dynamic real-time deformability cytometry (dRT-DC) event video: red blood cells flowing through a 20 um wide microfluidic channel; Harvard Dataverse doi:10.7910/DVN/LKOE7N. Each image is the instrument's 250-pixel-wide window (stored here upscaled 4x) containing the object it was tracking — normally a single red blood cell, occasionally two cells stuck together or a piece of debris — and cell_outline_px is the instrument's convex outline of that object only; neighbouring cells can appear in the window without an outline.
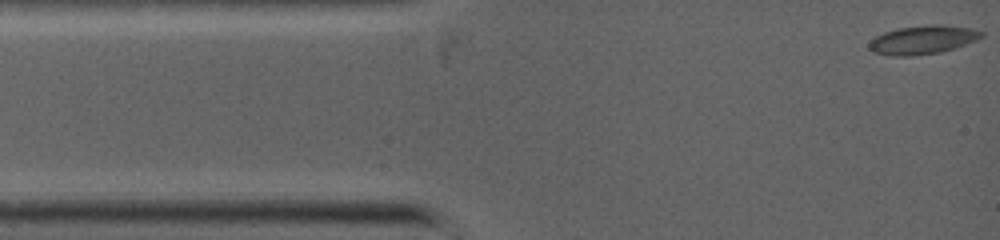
{"species": "common noctule bat (a hibernating species)", "species_latin": "Nyctalus noctula", "temperature_condition": "warm", "stored_images_in_passage": 13, "camera_frame_rate_fps": 5000, "um_per_image_px": 0.085, "animal": {"sex": "female", "body_mass_g": 19.0, "forearm_length_mm": 53.3}, "frame": {"image": 1, "passage_image": 1, "time_ms": 0.0, "image_size_px": [1000, 240], "cell_outline_px": [[984, 36], [976, 40], [940, 52], [912, 56], [892, 56], [872, 52], [868, 48], [868, 44], [876, 36], [884, 32], [896, 28], [924, 24], [940, 24], [972, 28], [984, 32]], "centroid_in_image_um": [78.41, 3.37], "position_along_channel_um": 6.6, "area_um2": 18.9}}
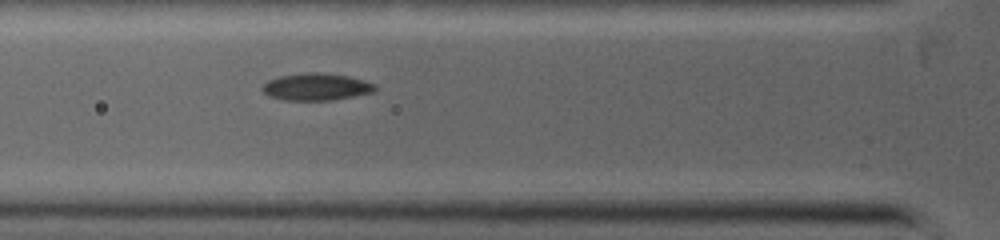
{"frame": {"image": 2, "passage_image": 8, "time_ms": 3.2, "image_size_px": [1000, 240], "cell_outline_px": [[376, 92], [332, 100], [284, 100], [268, 96], [260, 88], [268, 80], [280, 76], [308, 72], [316, 72], [348, 76], [376, 84]], "centroid_in_image_um": [26.88, 7.39], "position_along_channel_um": 98.9, "area_um2": 17.8}}
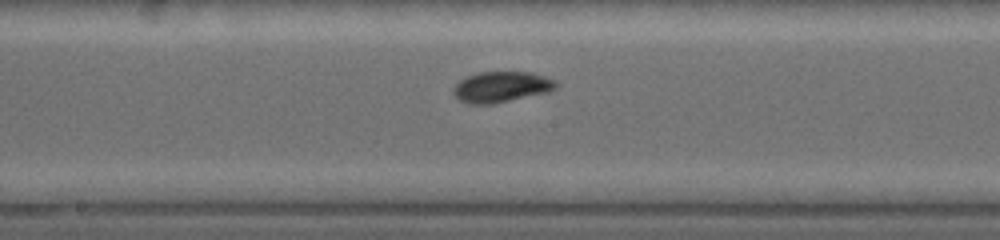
{"frame": {"image": 3, "passage_image": 13, "time_ms": 5.4, "image_size_px": [1000, 240], "cell_outline_px": [[556, 88], [548, 92], [492, 104], [472, 104], [460, 100], [452, 92], [452, 88], [460, 80], [468, 76], [480, 72], [532, 72], [556, 80]], "centroid_in_image_um": [42.61, 7.38], "position_along_channel_um": 205.6, "area_um2": 18.26}}